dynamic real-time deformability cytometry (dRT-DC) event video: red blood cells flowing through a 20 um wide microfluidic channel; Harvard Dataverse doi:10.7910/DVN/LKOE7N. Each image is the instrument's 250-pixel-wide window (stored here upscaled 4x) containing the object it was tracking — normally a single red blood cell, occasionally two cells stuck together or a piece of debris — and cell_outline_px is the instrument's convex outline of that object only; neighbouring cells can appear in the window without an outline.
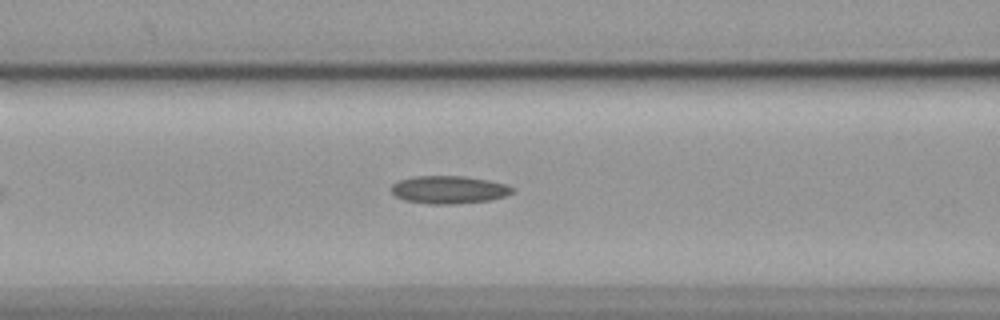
{"species": "common noctule bat (a hibernating species)", "species_latin": "Nyctalus noctula", "temperature_condition": "cold", "stored_images_in_passage": 47, "camera_frame_rate_fps": 3000, "um_per_image_px": 0.085, "animal": {"sex": "female", "body_mass_g": 19.9}, "frame": {"image": 1, "passage_image": 13, "time_ms": 4.0, "image_size_px": [1000, 320], "cell_outline_px": [[512, 192], [504, 196], [492, 200], [452, 204], [428, 204], [404, 200], [396, 196], [392, 192], [392, 184], [400, 180], [412, 176], [464, 176], [488, 180], [504, 184], [512, 188]], "centroid_in_image_um": [38.12, 16.12], "position_along_channel_um": 128.5, "area_um2": 19.48}}
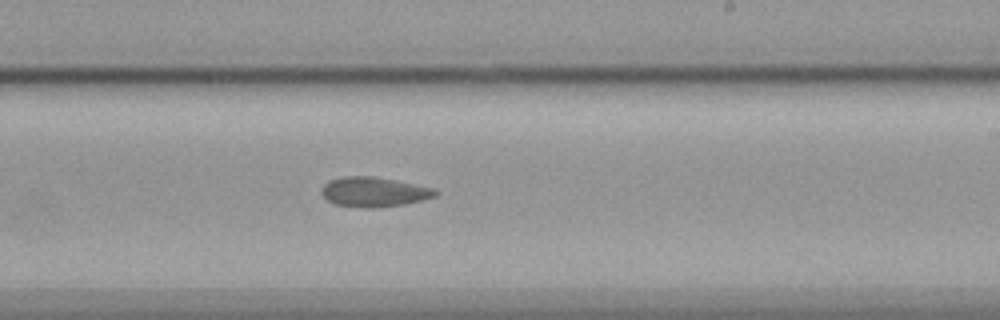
{"frame": {"image": 2, "passage_image": 24, "time_ms": 7.667, "image_size_px": [1000, 320], "cell_outline_px": [[440, 192], [436, 196], [404, 204], [364, 208], [336, 204], [328, 200], [320, 192], [320, 188], [328, 180], [344, 176], [372, 176], [396, 180], [432, 188]], "centroid_in_image_um": [31.75, 16.3], "position_along_channel_um": 257.3, "area_um2": 19.54}}
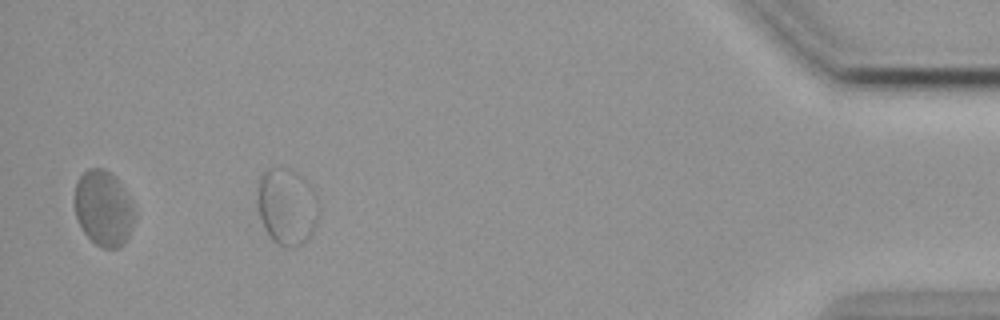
{"frame": {"image": 3, "passage_image": 42, "time_ms": 13.667, "image_size_px": [1000, 320], "cell_outline_px": [[320, 208], [316, 224], [312, 232], [304, 244], [296, 248], [288, 248], [276, 244], [264, 228], [260, 216], [260, 172], [268, 168], [288, 168], [296, 172], [304, 180], [316, 196]], "centroid_in_image_um": [24.42, 17.6], "position_along_channel_um": 410.8, "area_um2": 27.11}, "authors_computed_cell_mechanics": {"area_um2": 19.7098, "velocity_mm_per_s": 3.5262, "shape_relaxation_time_tau1_ms": null, "shape_relaxation_time_tau2_ms": 3.4481, "deformation_change_tau1": null, "deformation_change_tau2": 0.0787}}